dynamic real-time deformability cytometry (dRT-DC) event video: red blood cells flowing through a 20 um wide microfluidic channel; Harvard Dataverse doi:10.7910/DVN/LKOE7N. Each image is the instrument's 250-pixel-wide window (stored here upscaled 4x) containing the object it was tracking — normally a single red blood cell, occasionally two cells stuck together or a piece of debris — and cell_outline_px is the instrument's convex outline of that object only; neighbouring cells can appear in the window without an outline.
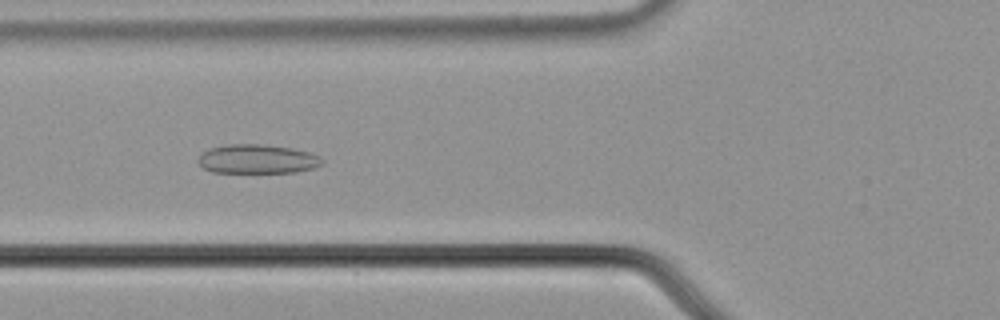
{"species": "common noctule bat (a hibernating species)", "species_latin": "Nyctalus noctula", "temperature_condition": "cold", "stored_images_in_passage": 56, "camera_frame_rate_fps": 3000, "um_per_image_px": 0.085, "animal": {"sex": "male", "body_mass_g": 21.5, "forearm_length_mm": 52.0}, "frame": {"image": 1, "passage_image": 22, "time_ms": 7.0, "image_size_px": [1000, 320], "cell_outline_px": [[324, 164], [312, 168], [296, 172], [212, 172], [204, 168], [196, 160], [208, 148], [228, 144], [260, 144], [292, 148], [308, 152], [320, 156], [324, 160]], "centroid_in_image_um": [21.88, 13.51], "position_along_channel_um": 103.9, "area_um2": 20.98}}
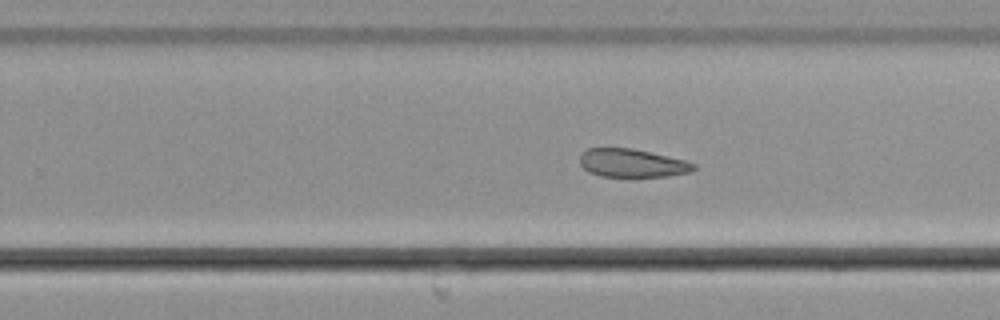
{"frame": {"image": 2, "passage_image": 36, "time_ms": 11.667, "image_size_px": [1000, 320], "cell_outline_px": [[696, 168], [692, 172], [668, 176], [632, 180], [600, 176], [588, 172], [580, 164], [580, 156], [588, 148], [632, 148], [688, 160], [696, 164]], "centroid_in_image_um": [53.78, 13.92], "position_along_channel_um": 276.0, "area_um2": 19.83}}
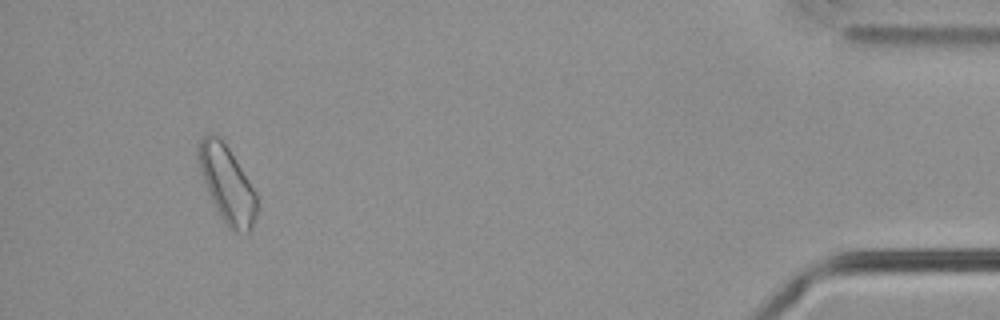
{"frame": {"image": 3, "passage_image": 53, "time_ms": 17.333, "image_size_px": [1000, 320], "cell_outline_px": [[260, 204], [252, 228], [248, 232], [236, 232], [228, 228], [216, 208], [208, 192], [200, 172], [196, 156], [196, 152], [200, 136], [208, 132], [212, 132], [220, 136], [224, 140], [256, 192]], "centroid_in_image_um": [19.29, 15.59], "position_along_channel_um": 415.9, "area_um2": 26.7}}